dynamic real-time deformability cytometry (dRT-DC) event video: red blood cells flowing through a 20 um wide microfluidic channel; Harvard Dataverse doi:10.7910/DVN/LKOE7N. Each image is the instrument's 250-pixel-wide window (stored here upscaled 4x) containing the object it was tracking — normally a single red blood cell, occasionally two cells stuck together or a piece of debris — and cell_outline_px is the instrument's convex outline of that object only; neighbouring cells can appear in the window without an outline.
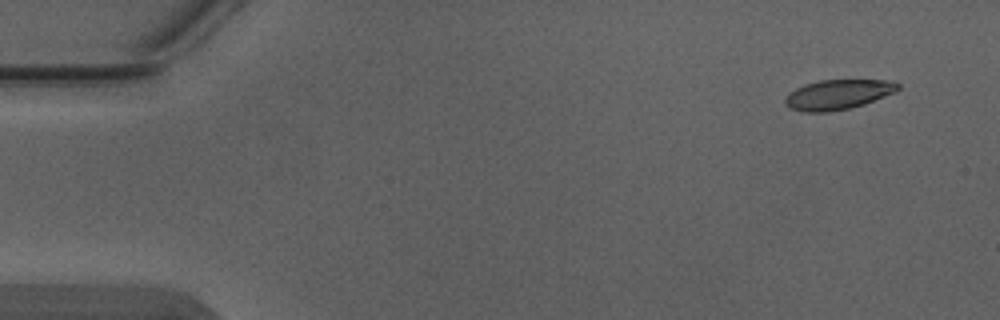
{"species": "Egyptian fruit bat (a non-hibernating species)", "species_latin": "Rousettus aegyptiacus", "temperature_condition": "warm", "stored_images_in_passage": 4, "camera_frame_rate_fps": 3000, "um_per_image_px": 0.085, "animal": {"sex": "male"}, "frame": {"image": 1, "passage_image": 1, "time_ms": 0.0, "image_size_px": [1000, 320], "cell_outline_px": [[900, 88], [896, 92], [864, 104], [848, 108], [828, 112], [804, 112], [788, 108], [784, 104], [784, 100], [788, 92], [796, 88], [820, 80], [884, 80], [900, 84]], "centroid_in_image_um": [71.2, 8.04], "position_along_channel_um": 13.8, "area_um2": 19.59}}
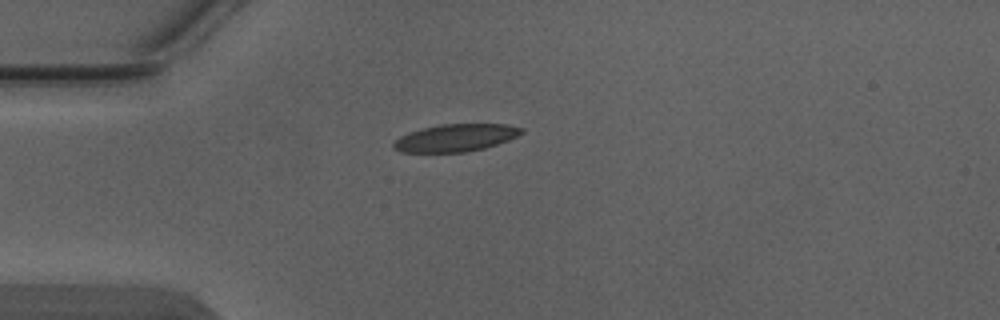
{"frame": {"image": 2, "passage_image": 4, "time_ms": 1.0, "image_size_px": [1000, 320], "cell_outline_px": [[524, 132], [508, 140], [484, 148], [464, 152], [400, 152], [392, 148], [392, 144], [400, 136], [408, 132], [440, 124], [508, 124], [524, 128]], "centroid_in_image_um": [38.72, 11.71], "position_along_channel_um": 46.3, "area_um2": 20.4}}